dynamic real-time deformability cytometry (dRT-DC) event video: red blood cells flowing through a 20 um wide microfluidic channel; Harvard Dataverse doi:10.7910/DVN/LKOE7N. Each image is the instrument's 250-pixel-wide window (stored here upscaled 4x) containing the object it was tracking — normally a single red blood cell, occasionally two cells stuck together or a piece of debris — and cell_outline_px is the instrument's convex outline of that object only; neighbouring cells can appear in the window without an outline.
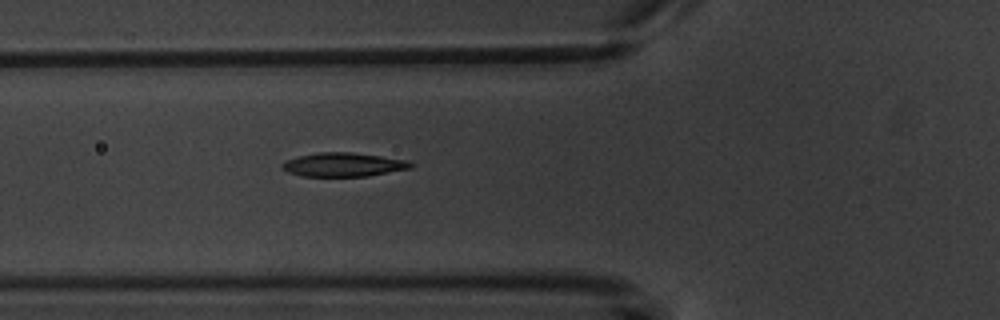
{"species": "common noctule bat (a hibernating species)", "species_latin": "Nyctalus noctula", "temperature_condition": "warm", "stored_images_in_passage": 5, "camera_frame_rate_fps": 3000, "um_per_image_px": 0.085, "animal": {"sex": "male", "body_mass_g": 20.1, "forearm_length_mm": 53.5}, "frame": {"image": 1, "passage_image": 5, "time_ms": 6.0, "image_size_px": [1000, 320], "cell_outline_px": [[412, 168], [368, 176], [300, 176], [288, 172], [280, 168], [280, 164], [284, 160], [300, 156], [320, 152], [352, 152], [408, 160], [412, 164]], "centroid_in_image_um": [29.15, 13.99], "position_along_channel_um": 96.7, "area_um2": 17.92}}